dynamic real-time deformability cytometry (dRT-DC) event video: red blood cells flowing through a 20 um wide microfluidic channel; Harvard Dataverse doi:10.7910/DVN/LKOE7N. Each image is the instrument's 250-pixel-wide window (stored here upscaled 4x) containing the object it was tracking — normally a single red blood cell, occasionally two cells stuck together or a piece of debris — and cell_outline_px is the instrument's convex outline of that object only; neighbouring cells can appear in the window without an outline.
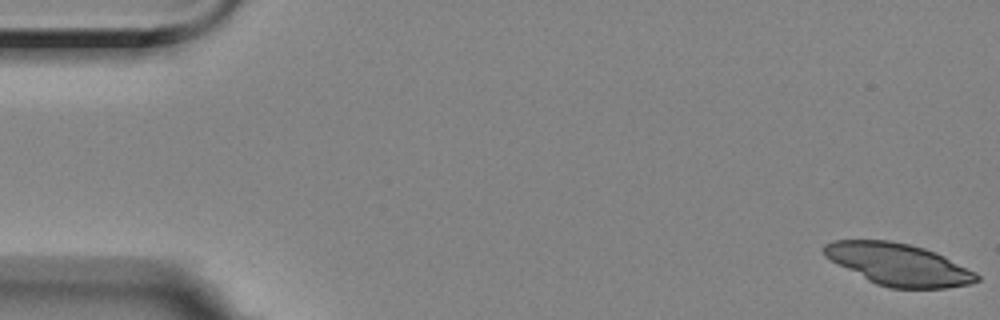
{"species": "Egyptian fruit bat (a non-hibernating species)", "species_latin": "Rousettus aegyptiacus", "temperature_condition": "room temperature", "stored_images_in_passage": 56, "camera_frame_rate_fps": 3000, "um_per_image_px": 0.085, "animal": {"sex": "female"}, "frame": {"image": 1, "passage_image": 1, "time_ms": 0.0, "image_size_px": [1000, 320], "cell_outline_px": [[980, 280], [972, 284], [948, 288], [888, 288], [876, 284], [868, 280], [824, 256], [824, 244], [832, 240], [888, 240], [908, 244], [924, 248], [936, 252], [976, 272], [980, 276]], "centroid_in_image_um": [76.41, 22.48], "position_along_channel_um": 8.6, "area_um2": 37.22}}
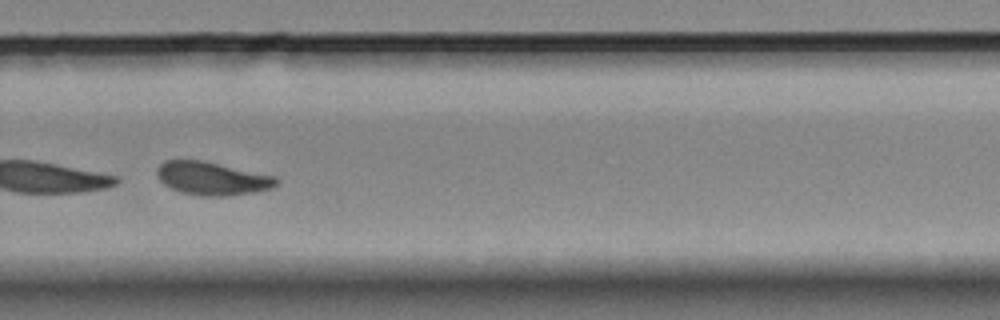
{"frame": {"image": 2, "passage_image": 39, "time_ms": 12.667, "image_size_px": [1000, 320], "cell_outline_px": [[280, 184], [272, 188], [256, 192], [228, 196], [200, 196], [180, 192], [164, 184], [156, 176], [156, 168], [164, 160], [204, 160], [276, 176], [280, 180]], "centroid_in_image_um": [18.06, 15.17], "position_along_channel_um": 311.7, "area_um2": 23.52}}